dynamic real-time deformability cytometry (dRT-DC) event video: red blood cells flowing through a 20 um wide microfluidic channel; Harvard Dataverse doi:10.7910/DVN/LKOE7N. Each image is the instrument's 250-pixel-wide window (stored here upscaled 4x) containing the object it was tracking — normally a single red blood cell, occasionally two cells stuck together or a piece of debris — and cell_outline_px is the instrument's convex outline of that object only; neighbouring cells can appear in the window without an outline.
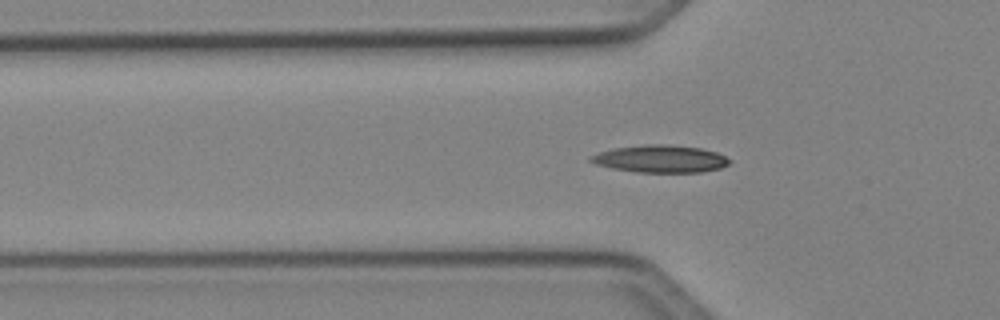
{"species": "Egyptian fruit bat (a non-hibernating species)", "species_latin": "Rousettus aegyptiacus", "temperature_condition": "cold", "stored_images_in_passage": 50, "camera_frame_rate_fps": 3000, "um_per_image_px": 0.085, "animal": {"sex": "female"}, "frame": {"image": 1, "passage_image": 16, "time_ms": 5.0, "image_size_px": [1000, 320], "cell_outline_px": [[732, 160], [728, 164], [720, 168], [700, 172], [636, 172], [612, 168], [596, 164], [588, 160], [588, 156], [612, 148], [644, 144], [664, 144], [700, 148], [716, 152]], "centroid_in_image_um": [56.1, 13.5], "position_along_channel_um": 69.7, "area_um2": 22.14}}
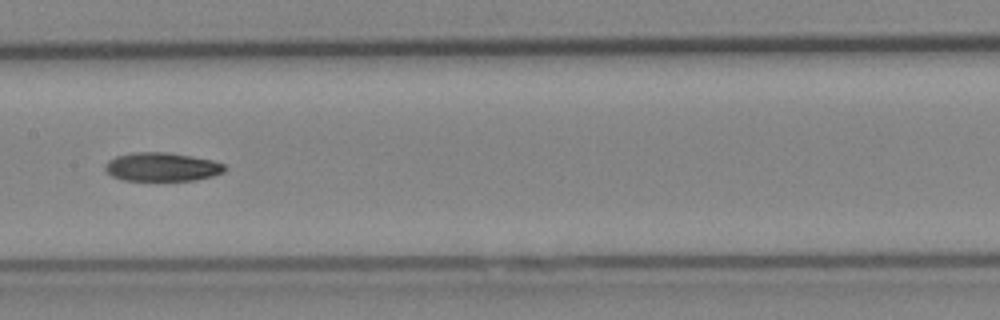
{"frame": {"image": 2, "passage_image": 25, "time_ms": 8.0, "image_size_px": [1000, 320], "cell_outline_px": [[228, 168], [224, 172], [212, 176], [196, 180], [124, 180], [112, 176], [104, 168], [104, 164], [108, 160], [116, 156], [132, 152], [168, 152], [192, 156], [212, 160], [224, 164]], "centroid_in_image_um": [13.77, 14.18], "position_along_channel_um": 193.6, "area_um2": 20.06}}
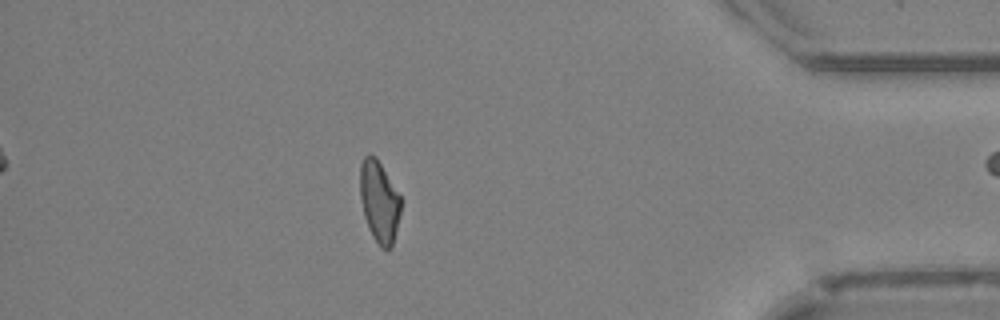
{"frame": {"image": 3, "passage_image": 43, "time_ms": 14.0, "image_size_px": [1000, 320], "cell_outline_px": [[404, 200], [392, 248], [380, 248], [372, 236], [368, 228], [364, 216], [360, 196], [360, 164], [364, 156], [368, 152], [376, 156]], "centroid_in_image_um": [32.26, 17.12], "position_along_channel_um": 402.9, "area_um2": 20.0}, "authors_computed_cell_mechanics": {"area_um2": 19.9699, "velocity_mm_per_s": 4.1499, "shape_relaxation_time_tau1_ms": 9.6597, "shape_relaxation_time_tau2_ms": null, "deformation_change_tau1": 0.1852, "deformation_change_tau2": null}}